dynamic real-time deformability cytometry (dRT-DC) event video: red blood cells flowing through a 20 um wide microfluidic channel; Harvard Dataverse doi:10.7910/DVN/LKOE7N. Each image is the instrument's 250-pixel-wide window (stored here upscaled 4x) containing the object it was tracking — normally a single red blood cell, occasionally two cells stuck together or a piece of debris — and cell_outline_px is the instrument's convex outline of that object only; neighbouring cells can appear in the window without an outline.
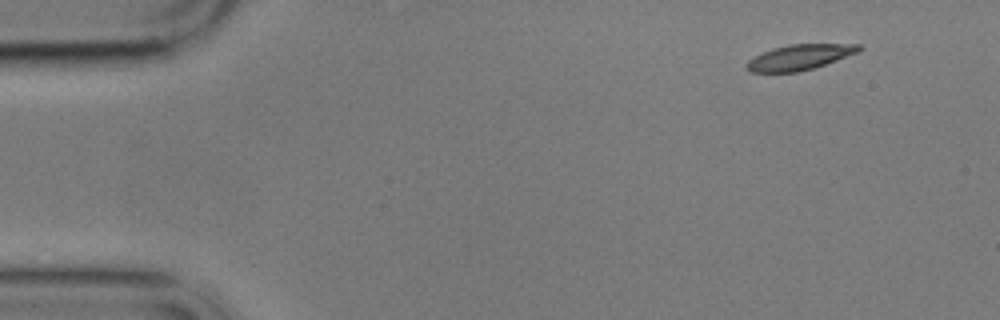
{"species": "common noctule bat (a hibernating species)", "species_latin": "Nyctalus noctula", "temperature_condition": "cold", "stored_images_in_passage": 4, "camera_frame_rate_fps": 3000, "um_per_image_px": 0.085, "animal": {"sex": "male", "body_mass_g": 17.9}, "frame": {"image": 1, "passage_image": 1, "time_ms": 0.0, "image_size_px": [1000, 320], "cell_outline_px": [[864, 48], [860, 52], [812, 68], [796, 72], [748, 72], [744, 68], [744, 64], [748, 60], [772, 48], [788, 44], [860, 44]], "centroid_in_image_um": [67.95, 4.86], "position_along_channel_um": 17.0, "area_um2": 16.65}}
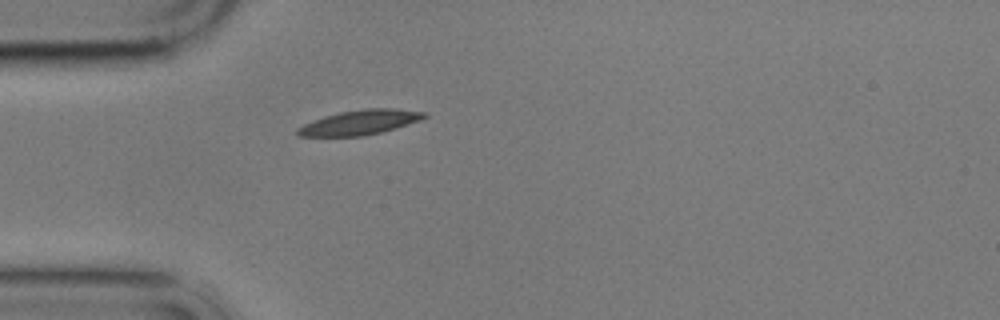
{"frame": {"image": 2, "passage_image": 4, "time_ms": 3.667, "image_size_px": [1000, 320], "cell_outline_px": [[428, 116], [420, 120], [408, 124], [380, 132], [364, 136], [296, 136], [296, 128], [304, 124], [324, 116], [340, 112], [364, 108], [396, 108], [424, 112]], "centroid_in_image_um": [30.57, 10.4], "position_along_channel_um": 54.4, "area_um2": 18.21}}